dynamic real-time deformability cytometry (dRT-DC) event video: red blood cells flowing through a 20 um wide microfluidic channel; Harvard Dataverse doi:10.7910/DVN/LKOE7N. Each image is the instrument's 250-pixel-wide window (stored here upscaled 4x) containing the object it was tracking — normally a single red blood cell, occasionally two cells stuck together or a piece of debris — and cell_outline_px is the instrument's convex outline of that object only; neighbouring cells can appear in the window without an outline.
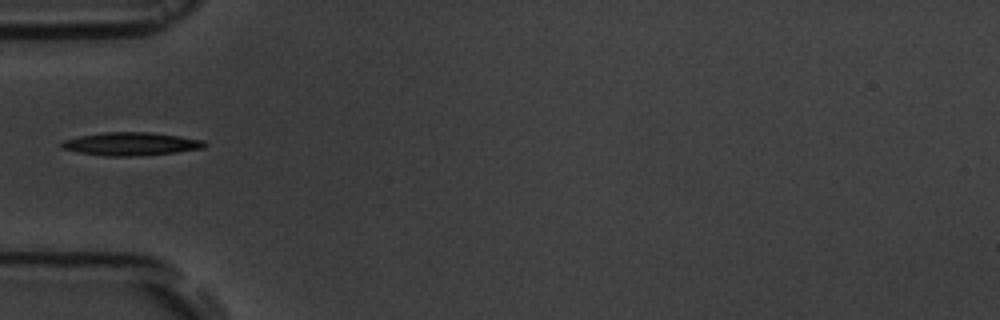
{"species": "common noctule bat (a hibernating species)", "species_latin": "Nyctalus noctula", "temperature_condition": "room temperature", "stored_images_in_passage": 3, "camera_frame_rate_fps": 3000, "um_per_image_px": 0.085, "animal": {"sex": "male", "body_mass_g": 19.5, "forearm_length_mm": 54.6}, "frame": {"image": 1, "passage_image": 2, "time_ms": 1.333, "image_size_px": [1000, 320], "cell_outline_px": [[208, 144], [204, 148], [176, 152], [132, 156], [104, 156], [80, 152], [60, 148], [60, 144], [64, 140], [80, 136], [104, 132], [152, 132], [204, 140]], "centroid_in_image_um": [11.15, 12.23], "position_along_channel_um": 73.9, "area_um2": 19.19}}
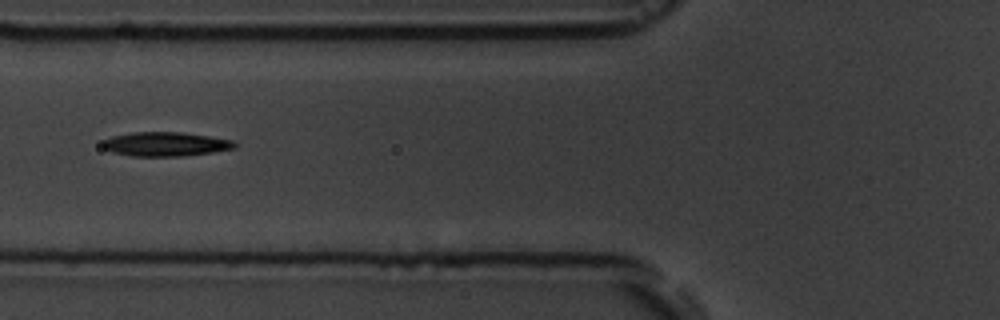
{"frame": {"image": 2, "passage_image": 3, "time_ms": 2.333, "image_size_px": [1000, 320], "cell_outline_px": [[236, 148], [212, 152], [184, 156], [132, 156], [112, 152], [104, 148], [100, 144], [104, 140], [112, 136], [132, 132], [180, 132], [208, 136], [232, 140], [236, 144]], "centroid_in_image_um": [14.04, 12.25], "position_along_channel_um": 111.8, "area_um2": 18.55}}